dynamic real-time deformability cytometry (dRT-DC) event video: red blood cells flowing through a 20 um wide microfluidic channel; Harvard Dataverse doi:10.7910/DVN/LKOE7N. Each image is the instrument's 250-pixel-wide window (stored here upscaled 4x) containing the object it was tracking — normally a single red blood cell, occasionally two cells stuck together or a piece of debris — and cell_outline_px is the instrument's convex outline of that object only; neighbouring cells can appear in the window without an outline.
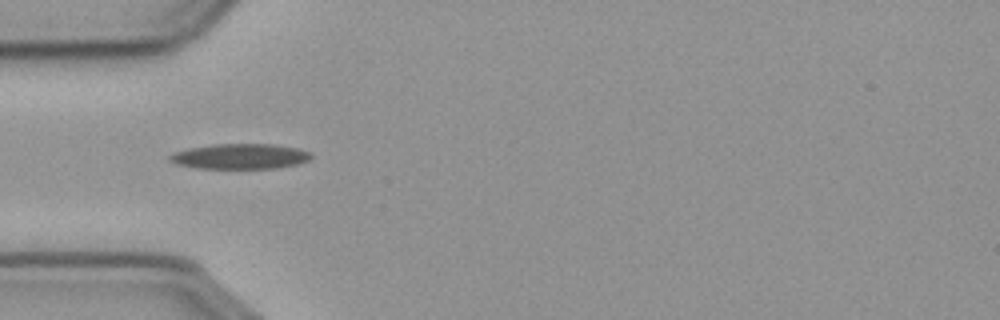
{"species": "common noctule bat (a hibernating species)", "species_latin": "Nyctalus noctula", "temperature_condition": "cold", "stored_images_in_passage": 6, "camera_frame_rate_fps": 3000, "um_per_image_px": 0.085, "animal": {"sex": "male", "body_mass_g": 23.1, "forearm_length_mm": 52.7}, "frame": {"image": 1, "passage_image": 3, "time_ms": 0.667, "image_size_px": [1000, 320], "cell_outline_px": [[312, 156], [308, 160], [296, 164], [276, 168], [196, 168], [176, 164], [168, 160], [168, 156], [172, 152], [188, 148], [216, 144], [272, 144], [296, 148], [312, 152]], "centroid_in_image_um": [20.36, 13.29], "position_along_channel_um": 64.6, "area_um2": 20.81}}